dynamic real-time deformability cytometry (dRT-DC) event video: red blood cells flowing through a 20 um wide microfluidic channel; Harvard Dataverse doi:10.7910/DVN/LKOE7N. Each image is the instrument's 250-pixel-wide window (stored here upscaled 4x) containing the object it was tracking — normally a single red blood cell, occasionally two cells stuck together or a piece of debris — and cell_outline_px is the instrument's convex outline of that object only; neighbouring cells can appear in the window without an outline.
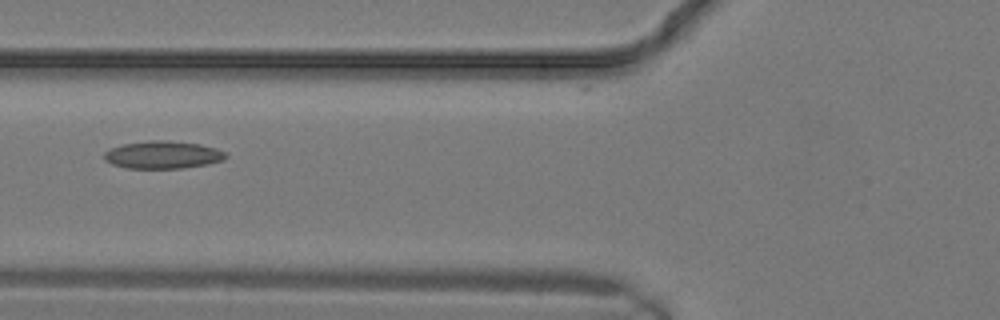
{"species": "common noctule bat (a hibernating species)", "species_latin": "Nyctalus noctula", "temperature_condition": "warm", "stored_images_in_passage": 3, "camera_frame_rate_fps": 3000, "um_per_image_px": 0.085, "animal": {"sex": "male", "body_mass_g": 19.2, "forearm_length_mm": 51.8}, "frame": {"image": 1, "passage_image": 2, "time_ms": 0.333, "image_size_px": [1000, 320], "cell_outline_px": [[228, 156], [224, 160], [208, 164], [184, 168], [128, 168], [112, 164], [104, 160], [104, 152], [108, 148], [120, 144], [148, 140], [168, 140], [200, 144], [216, 148], [224, 152]], "centroid_in_image_um": [13.81, 13.15], "position_along_channel_um": 112.0, "area_um2": 19.83}}